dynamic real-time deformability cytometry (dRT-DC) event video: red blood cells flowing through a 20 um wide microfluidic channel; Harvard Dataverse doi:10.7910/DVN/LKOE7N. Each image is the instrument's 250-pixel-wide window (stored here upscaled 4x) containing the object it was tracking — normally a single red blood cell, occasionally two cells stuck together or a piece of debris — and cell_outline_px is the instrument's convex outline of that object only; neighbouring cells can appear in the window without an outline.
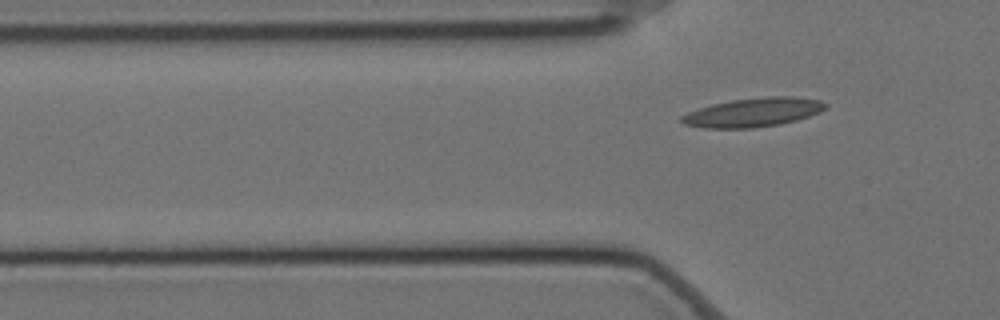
{"species": "Egyptian fruit bat (a non-hibernating species)", "species_latin": "Rousettus aegyptiacus", "temperature_condition": "cold", "stored_images_in_passage": 3, "camera_frame_rate_fps": 3000, "um_per_image_px": 0.085, "animal": {"sex": "female"}, "frame": {"image": 1, "passage_image": 3, "time_ms": 0.667, "image_size_px": [1000, 320], "cell_outline_px": [[828, 104], [820, 112], [796, 120], [780, 124], [752, 128], [704, 128], [684, 124], [680, 120], [680, 116], [688, 112], [712, 104], [732, 100], [768, 96], [792, 96], [820, 100]], "centroid_in_image_um": [64.01, 9.55], "position_along_channel_um": 61.8, "area_um2": 24.16}}